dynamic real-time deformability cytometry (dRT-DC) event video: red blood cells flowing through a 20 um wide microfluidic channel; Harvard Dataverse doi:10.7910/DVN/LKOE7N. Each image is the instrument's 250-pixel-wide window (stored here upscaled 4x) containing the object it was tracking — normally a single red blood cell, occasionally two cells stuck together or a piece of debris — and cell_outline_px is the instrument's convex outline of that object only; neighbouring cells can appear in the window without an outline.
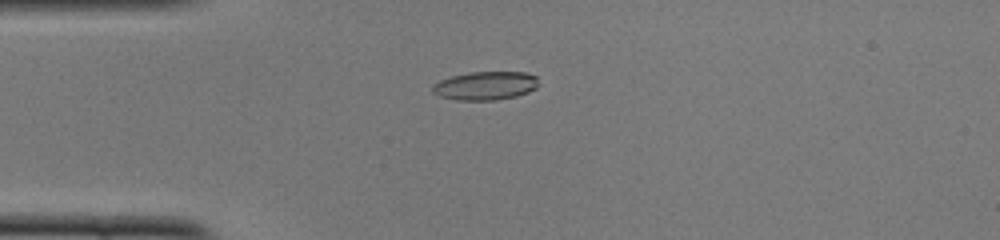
{"species": "common noctule bat (a hibernating species)", "species_latin": "Nyctalus noctula", "temperature_condition": "cold", "stored_images_in_passage": 50, "camera_frame_rate_fps": 3000, "um_per_image_px": 0.085, "animal": {"sex": "female", "body_mass_g": 22.0, "forearm_length_mm": 56.7}, "frame": {"image": 1, "passage_image": 13, "time_ms": 4.0, "image_size_px": [1000, 240], "cell_outline_px": [[540, 84], [536, 88], [528, 92], [516, 96], [496, 100], [456, 100], [440, 96], [432, 92], [432, 84], [440, 80], [452, 76], [468, 72], [524, 72], [536, 76]], "centroid_in_image_um": [41.26, 7.28], "position_along_channel_um": 43.7, "area_um2": 17.74}}
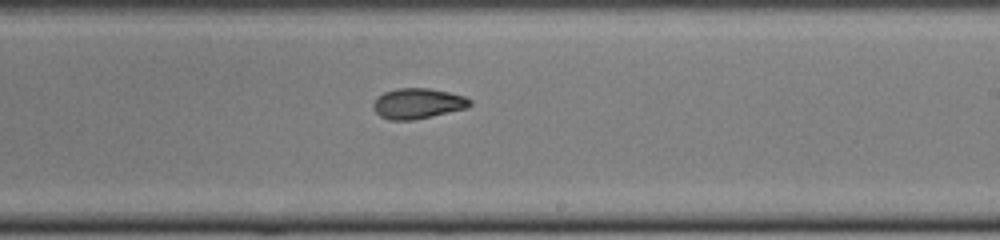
{"frame": {"image": 2, "passage_image": 30, "time_ms": 9.667, "image_size_px": [1000, 240], "cell_outline_px": [[472, 104], [468, 108], [412, 120], [388, 120], [380, 116], [372, 108], [372, 104], [376, 96], [384, 92], [396, 88], [428, 88], [448, 92], [464, 96], [472, 100]], "centroid_in_image_um": [35.48, 8.79], "position_along_channel_um": 253.5, "area_um2": 17.28}}
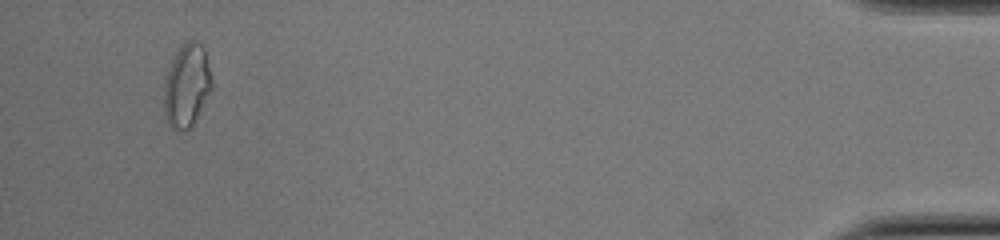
{"frame": {"image": 3, "passage_image": 48, "time_ms": 15.667, "image_size_px": [1000, 240], "cell_outline_px": [[212, 88], [192, 124], [184, 132], [176, 132], [168, 124], [164, 112], [164, 88], [168, 72], [172, 60], [180, 44], [188, 40], [196, 40], [204, 48], [212, 80]], "centroid_in_image_um": [15.86, 7.27], "position_along_channel_um": 419.3, "area_um2": 22.95}, "authors_computed_cell_mechanics": {"area_um2": 17.629, "velocity_mm_per_s": 4.0106, "shape_relaxation_time_tau1_ms": null, "shape_relaxation_time_tau2_ms": 2.8553, "deformation_change_tau1": null, "deformation_change_tau2": 0.0777}}